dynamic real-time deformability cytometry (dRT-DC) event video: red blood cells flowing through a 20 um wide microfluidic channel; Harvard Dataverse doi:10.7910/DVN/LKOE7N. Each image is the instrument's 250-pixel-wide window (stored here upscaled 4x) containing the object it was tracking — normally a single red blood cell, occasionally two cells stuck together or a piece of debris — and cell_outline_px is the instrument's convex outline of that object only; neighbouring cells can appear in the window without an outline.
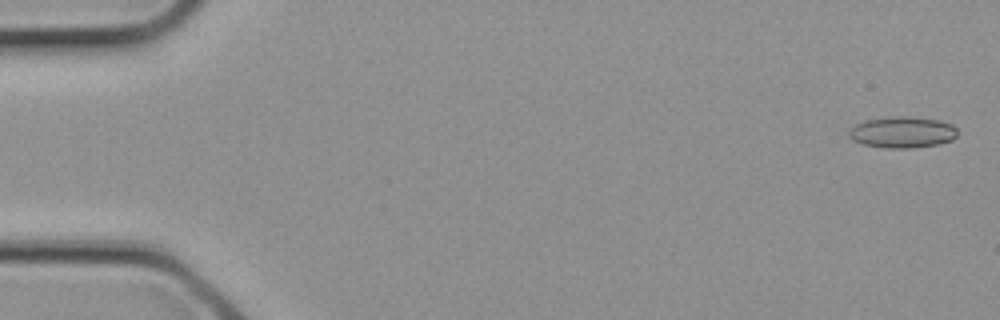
{"species": "common noctule bat (a hibernating species)", "species_latin": "Nyctalus noctula", "temperature_condition": "cold", "stored_images_in_passage": 4, "segment_of_instrument_passage": [2, 2], "camera_frame_rate_fps": 3000, "um_per_image_px": 0.085, "animal": {"sex": "female", "body_mass_g": 21.9}, "frame": {"image": 1, "passage_image": 4, "time_ms": 1.0, "image_size_px": [1000, 320], "cell_outline_px": [[956, 136], [952, 140], [940, 144], [912, 148], [888, 148], [864, 144], [852, 140], [848, 136], [848, 132], [856, 124], [864, 120], [888, 116], [908, 116], [940, 120], [952, 124], [956, 128]], "centroid_in_image_um": [76.7, 11.23], "position_along_channel_um": 8.3, "area_um2": 19.94}}